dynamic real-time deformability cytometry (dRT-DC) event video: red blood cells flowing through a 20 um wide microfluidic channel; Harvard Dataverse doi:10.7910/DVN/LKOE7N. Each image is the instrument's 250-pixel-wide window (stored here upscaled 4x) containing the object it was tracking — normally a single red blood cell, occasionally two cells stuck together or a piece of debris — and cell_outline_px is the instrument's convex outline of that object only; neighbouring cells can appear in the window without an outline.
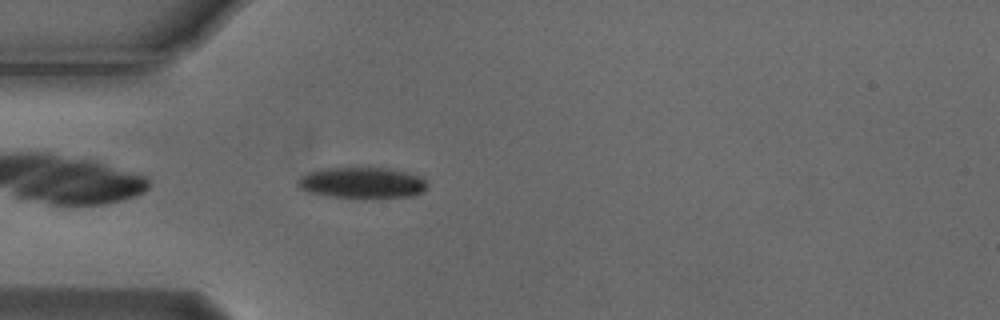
{"species": "Egyptian fruit bat (a non-hibernating species)", "species_latin": "Rousettus aegyptiacus", "temperature_condition": "cold", "stored_images_in_passage": 42, "camera_frame_rate_fps": 3000, "um_per_image_px": 0.085, "animal": {"sex": "male"}, "frame": {"image": 1, "passage_image": 3, "time_ms": 0.667, "image_size_px": [1000, 320], "cell_outline_px": [[428, 184], [424, 192], [412, 196], [364, 200], [328, 196], [308, 192], [300, 188], [296, 184], [300, 176], [308, 172], [320, 168], [388, 168], [424, 176]], "centroid_in_image_um": [30.81, 15.57], "position_along_channel_um": 54.2, "area_um2": 24.33}}
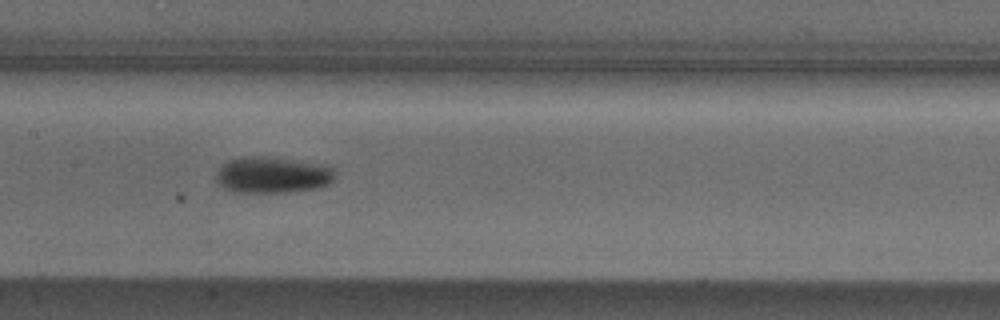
{"frame": {"image": 2, "passage_image": 14, "time_ms": 4.333, "image_size_px": [1000, 320], "cell_outline_px": [[332, 180], [328, 184], [316, 188], [284, 192], [236, 192], [224, 188], [216, 180], [216, 172], [220, 164], [228, 160], [240, 156], [268, 156], [328, 164], [332, 168]], "centroid_in_image_um": [23.11, 14.84], "position_along_channel_um": 184.3, "area_um2": 25.37}}
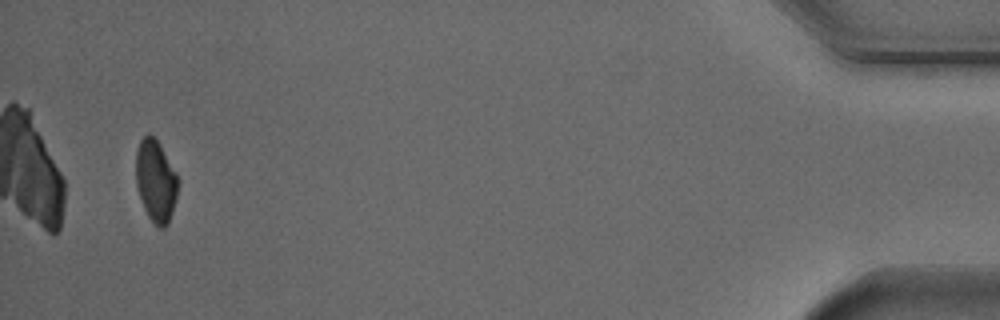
{"frame": {"image": 3, "passage_image": 40, "time_ms": 13.0, "image_size_px": [1000, 320], "cell_outline_px": [[180, 180], [172, 212], [168, 224], [164, 228], [160, 228], [148, 216], [144, 208], [136, 184], [136, 152], [140, 140], [148, 132], [160, 144], [176, 172]], "centroid_in_image_um": [13.25, 15.36], "position_along_channel_um": 422.0, "area_um2": 20.06}, "authors_computed_cell_mechanics": {"area_um2": 22.8888, "velocity_mm_per_s": 3.7263, "shape_relaxation_time_tau1_ms": 2.303, "shape_relaxation_time_tau2_ms": null, "deformation_change_tau1": 0.1093, "deformation_change_tau2": null}}